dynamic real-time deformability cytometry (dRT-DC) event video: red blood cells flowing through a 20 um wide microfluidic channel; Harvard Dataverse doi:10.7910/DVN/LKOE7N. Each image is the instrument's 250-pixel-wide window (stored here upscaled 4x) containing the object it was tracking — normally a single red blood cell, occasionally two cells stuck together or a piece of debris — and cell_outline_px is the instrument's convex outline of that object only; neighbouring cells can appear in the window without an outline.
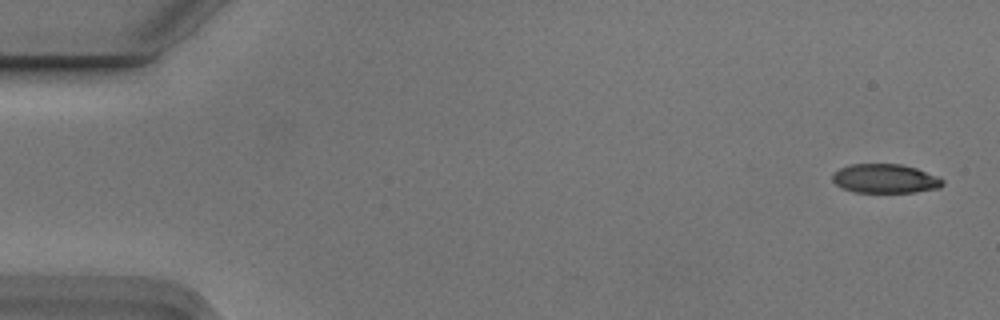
{"species": "Egyptian fruit bat (a non-hibernating species)", "species_latin": "Rousettus aegyptiacus", "temperature_condition": "cold", "stored_images_in_passage": 5, "camera_frame_rate_fps": 3000, "um_per_image_px": 0.085, "animal": {"sex": "male"}, "frame": {"image": 1, "passage_image": 1, "time_ms": 0.0, "image_size_px": [1000, 320], "cell_outline_px": [[944, 184], [940, 188], [916, 192], [852, 192], [836, 184], [832, 180], [832, 172], [848, 164], [900, 164], [916, 168], [936, 176], [944, 180]], "centroid_in_image_um": [75.22, 15.18], "position_along_channel_um": 9.8, "area_um2": 18.73}}
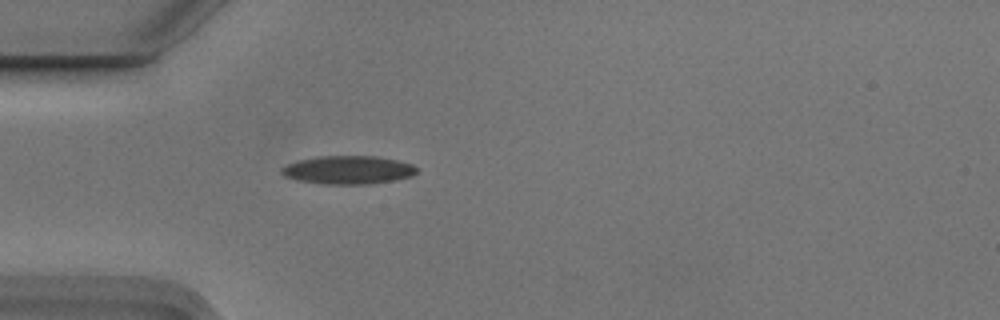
{"frame": {"image": 2, "passage_image": 5, "time_ms": 1.333, "image_size_px": [1000, 320], "cell_outline_px": [[416, 172], [412, 176], [392, 180], [368, 184], [324, 184], [296, 180], [284, 176], [280, 172], [280, 168], [288, 164], [300, 160], [316, 156], [376, 156], [396, 160], [412, 164], [416, 168]], "centroid_in_image_um": [29.55, 14.44], "position_along_channel_um": 55.4, "area_um2": 22.2}}